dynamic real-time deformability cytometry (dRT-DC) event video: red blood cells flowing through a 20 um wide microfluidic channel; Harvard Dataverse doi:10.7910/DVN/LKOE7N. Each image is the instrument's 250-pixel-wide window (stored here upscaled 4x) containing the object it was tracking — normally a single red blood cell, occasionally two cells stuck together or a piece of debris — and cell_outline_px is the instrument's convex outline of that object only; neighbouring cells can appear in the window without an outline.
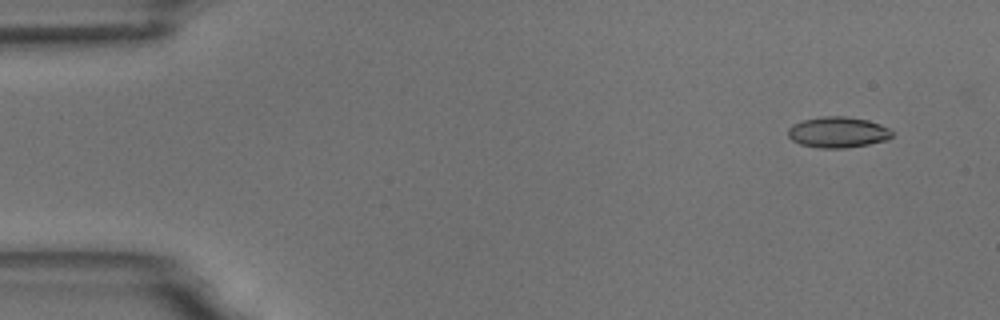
{"species": "common noctule bat (a hibernating species)", "species_latin": "Nyctalus noctula", "temperature_condition": "room temperature", "stored_images_in_passage": 6, "camera_frame_rate_fps": 3000, "um_per_image_px": 0.085, "animal": {"sex": "male", "body_mass_g": 18.8}, "frame": {"image": 1, "passage_image": 1, "time_ms": 0.0, "image_size_px": [1000, 320], "cell_outline_px": [[892, 136], [888, 140], [868, 144], [844, 148], [820, 148], [800, 144], [792, 140], [788, 136], [788, 128], [792, 124], [804, 120], [820, 116], [844, 116], [868, 120], [880, 124], [888, 128], [892, 132]], "centroid_in_image_um": [71.21, 11.24], "position_along_channel_um": 13.8, "area_um2": 18.73}}
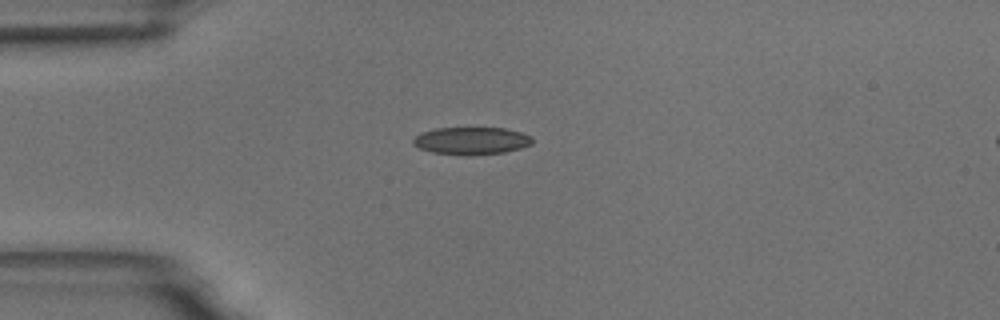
{"frame": {"image": 2, "passage_image": 4, "time_ms": 3.333, "image_size_px": [1000, 320], "cell_outline_px": [[532, 144], [520, 148], [504, 152], [472, 156], [464, 156], [432, 152], [420, 148], [412, 144], [412, 140], [420, 132], [436, 128], [504, 128], [520, 132], [532, 136]], "centroid_in_image_um": [40.05, 11.97], "position_along_channel_um": 45.0, "area_um2": 19.25}}